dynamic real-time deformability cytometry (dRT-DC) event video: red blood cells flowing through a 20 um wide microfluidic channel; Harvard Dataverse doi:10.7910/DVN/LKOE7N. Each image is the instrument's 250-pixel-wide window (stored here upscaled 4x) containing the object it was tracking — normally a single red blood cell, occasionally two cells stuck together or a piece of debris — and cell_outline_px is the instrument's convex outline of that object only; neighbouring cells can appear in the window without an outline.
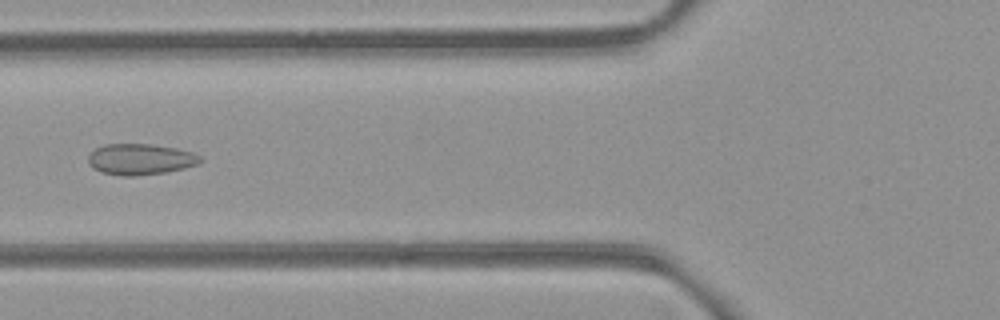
{"species": "common noctule bat (a hibernating species)", "species_latin": "Nyctalus noctula", "temperature_condition": "room temperature", "stored_images_in_passage": 5, "camera_frame_rate_fps": 3000, "um_per_image_px": 0.085, "animal": {"sex": "female", "body_mass_g": 21.9}, "frame": {"image": 1, "passage_image": 5, "time_ms": 4.667, "image_size_px": [1000, 320], "cell_outline_px": [[200, 160], [196, 164], [184, 168], [168, 172], [136, 176], [120, 176], [100, 172], [92, 168], [88, 164], [88, 156], [96, 148], [104, 144], [148, 144], [176, 148], [192, 152], [200, 156]], "centroid_in_image_um": [11.88, 13.55], "position_along_channel_um": 113.9, "area_um2": 20.29}}